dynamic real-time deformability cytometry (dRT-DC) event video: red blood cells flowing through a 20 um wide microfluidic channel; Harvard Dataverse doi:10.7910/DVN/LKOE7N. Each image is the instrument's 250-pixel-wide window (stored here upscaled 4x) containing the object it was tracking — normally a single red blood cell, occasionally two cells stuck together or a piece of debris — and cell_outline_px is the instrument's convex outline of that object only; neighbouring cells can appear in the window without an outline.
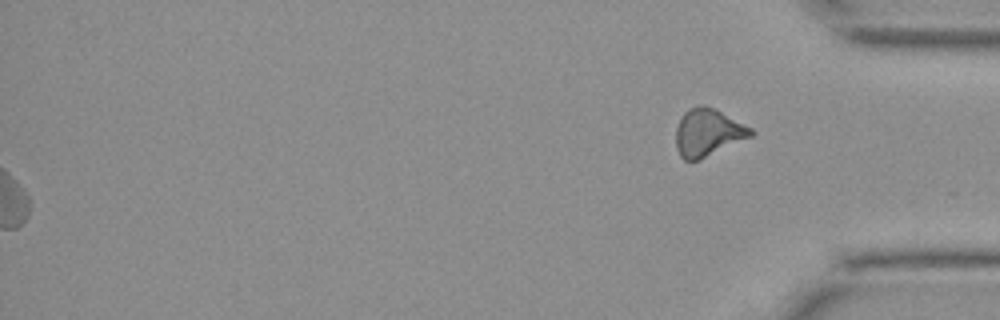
{"species": "Egyptian fruit bat (a non-hibernating species)", "species_latin": "Rousettus aegyptiacus", "temperature_condition": "cold", "stored_images_in_passage": 45, "segment_of_instrument_passage": [2, 2], "camera_frame_rate_fps": 3000, "um_per_image_px": 0.085, "animal": {"sex": "female"}, "frame": {"image": 1, "passage_image": 45, "time_ms": 14.667, "image_size_px": [1000, 320], "cell_outline_px": [[756, 132], [752, 136], [700, 160], [684, 160], [680, 156], [676, 148], [676, 128], [684, 112], [688, 108], [700, 104], [704, 104], [752, 128]], "centroid_in_image_um": [60.16, 11.27], "position_along_channel_um": 375.0, "area_um2": 20.63}}